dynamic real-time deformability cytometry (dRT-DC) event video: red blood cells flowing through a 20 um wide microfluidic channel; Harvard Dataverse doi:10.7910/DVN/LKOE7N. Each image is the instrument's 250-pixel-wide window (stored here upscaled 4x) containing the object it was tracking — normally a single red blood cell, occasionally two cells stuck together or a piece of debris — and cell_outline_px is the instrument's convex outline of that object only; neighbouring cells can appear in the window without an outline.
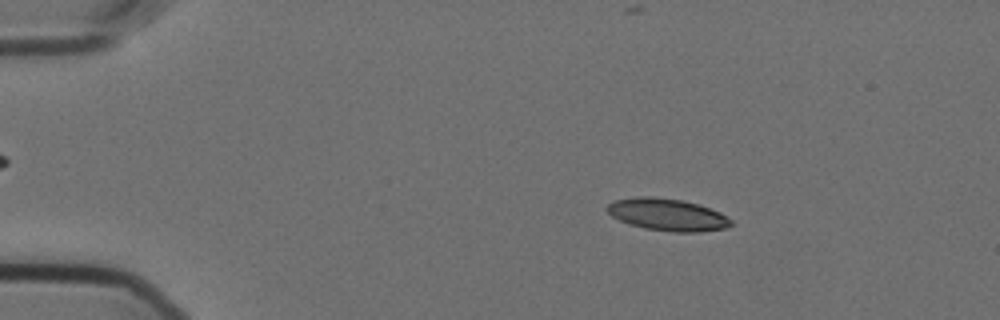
{"species": "Egyptian fruit bat (a non-hibernating species)", "species_latin": "Rousettus aegyptiacus", "temperature_condition": "cold", "stored_images_in_passage": 59, "camera_frame_rate_fps": 3000, "um_per_image_px": 0.085, "animal": {"sex": "female"}, "frame": {"image": 1, "passage_image": 11, "time_ms": 3.333, "image_size_px": [1000, 320], "cell_outline_px": [[732, 224], [724, 228], [700, 232], [672, 232], [644, 228], [628, 224], [612, 216], [604, 208], [612, 200], [636, 196], [652, 196], [680, 200], [700, 204], [720, 212], [732, 220]], "centroid_in_image_um": [56.69, 18.23], "position_along_channel_um": 28.3, "area_um2": 23.41}}
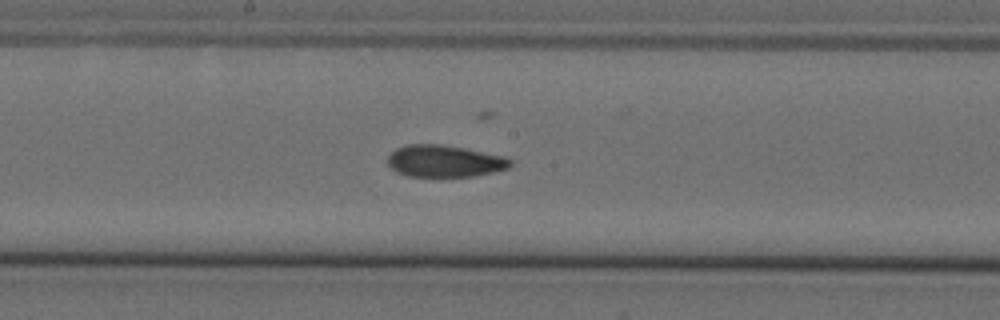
{"frame": {"image": 2, "passage_image": 32, "time_ms": 10.333, "image_size_px": [1000, 320], "cell_outline_px": [[512, 164], [508, 168], [492, 172], [472, 176], [408, 176], [396, 172], [388, 164], [388, 156], [396, 148], [408, 144], [440, 144], [504, 156], [512, 160]], "centroid_in_image_um": [37.76, 13.69], "position_along_channel_um": 210.4, "area_um2": 22.54}}
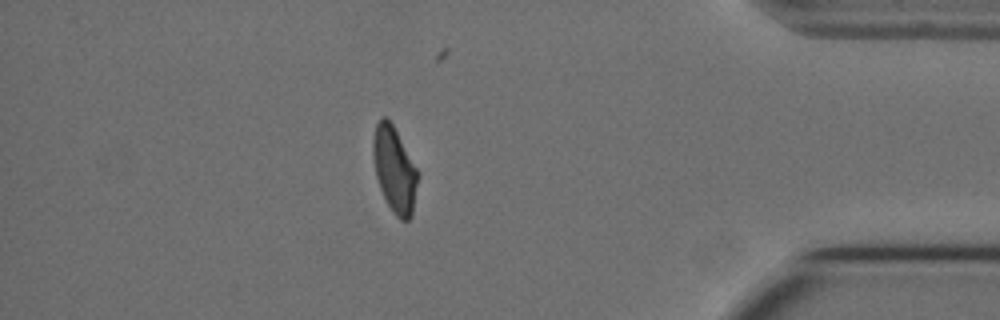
{"frame": {"image": 3, "passage_image": 51, "time_ms": 16.667, "image_size_px": [1000, 320], "cell_outline_px": [[420, 176], [412, 216], [408, 220], [400, 220], [392, 212], [380, 188], [376, 176], [372, 156], [372, 140], [376, 124], [384, 116], [392, 124], [420, 172]], "centroid_in_image_um": [33.56, 14.45], "position_along_channel_um": 401.6, "area_um2": 22.6}, "authors_computed_cell_mechanics": {"area_um2": 23.0044, "velocity_mm_per_s": 3.5756, "shape_relaxation_time_tau1_ms": null, "shape_relaxation_time_tau2_ms": 2.8077, "deformation_change_tau1": null, "deformation_change_tau2": 0.0836}}